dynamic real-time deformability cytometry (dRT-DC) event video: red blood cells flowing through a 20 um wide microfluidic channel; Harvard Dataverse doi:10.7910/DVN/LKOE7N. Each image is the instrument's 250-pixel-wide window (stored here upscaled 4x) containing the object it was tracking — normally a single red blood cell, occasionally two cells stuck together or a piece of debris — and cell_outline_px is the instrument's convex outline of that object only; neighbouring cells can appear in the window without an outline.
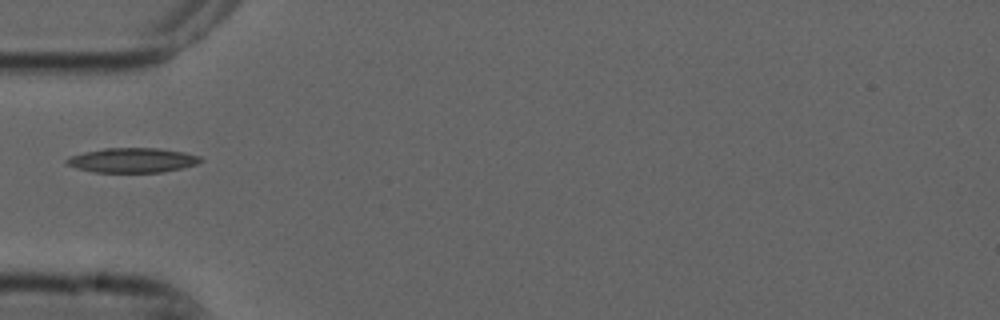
{"species": "common noctule bat (a hibernating species)", "species_latin": "Nyctalus noctula", "temperature_condition": "cold", "stored_images_in_passage": 6, "camera_frame_rate_fps": 3000, "um_per_image_px": 0.085, "animal": {"sex": "male", "forearm_length_mm": 52.5}, "frame": {"image": 1, "passage_image": 5, "time_ms": 1.333, "image_size_px": [1000, 320], "cell_outline_px": [[204, 160], [196, 164], [184, 168], [160, 172], [92, 172], [76, 168], [64, 164], [64, 160], [68, 156], [84, 152], [104, 148], [160, 148], [184, 152], [200, 156]], "centroid_in_image_um": [11.22, 13.62], "position_along_channel_um": 73.8, "area_um2": 19.48}}
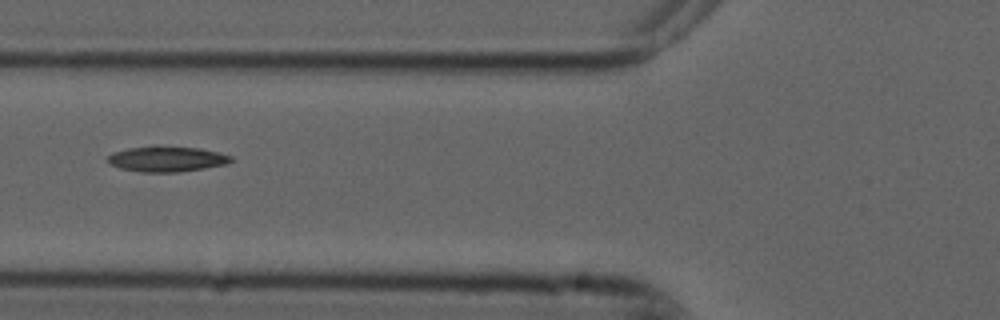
{"frame": {"image": 2, "passage_image": 6, "time_ms": 1.667, "image_size_px": [1000, 320], "cell_outline_px": [[232, 160], [228, 164], [180, 172], [144, 172], [120, 168], [108, 164], [108, 156], [112, 152], [128, 148], [152, 144], [200, 148], [220, 152], [232, 156]], "centroid_in_image_um": [14.17, 13.48], "position_along_channel_um": 111.6, "area_um2": 18.79}}